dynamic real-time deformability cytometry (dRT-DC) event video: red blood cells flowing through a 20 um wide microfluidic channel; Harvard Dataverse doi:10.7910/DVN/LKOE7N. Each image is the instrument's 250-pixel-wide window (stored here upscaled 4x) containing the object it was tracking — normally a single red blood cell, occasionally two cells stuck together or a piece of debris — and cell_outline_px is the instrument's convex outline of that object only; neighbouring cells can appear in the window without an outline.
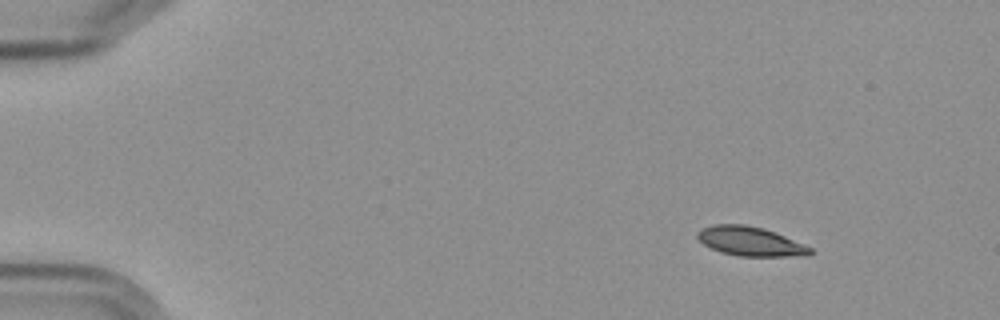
{"species": "Egyptian fruit bat (a non-hibernating species)", "species_latin": "Rousettus aegyptiacus", "temperature_condition": "cold", "stored_images_in_passage": 5, "camera_frame_rate_fps": 3000, "um_per_image_px": 0.085, "frame": {"image": 1, "passage_image": 2, "time_ms": 1.333, "image_size_px": [1000, 320], "cell_outline_px": [[812, 252], [808, 256], [740, 256], [720, 252], [704, 244], [696, 236], [696, 232], [700, 228], [712, 224], [744, 224], [764, 228], [804, 244], [812, 248]], "centroid_in_image_um": [63.75, 20.51], "position_along_channel_um": 21.2, "area_um2": 19.25}}
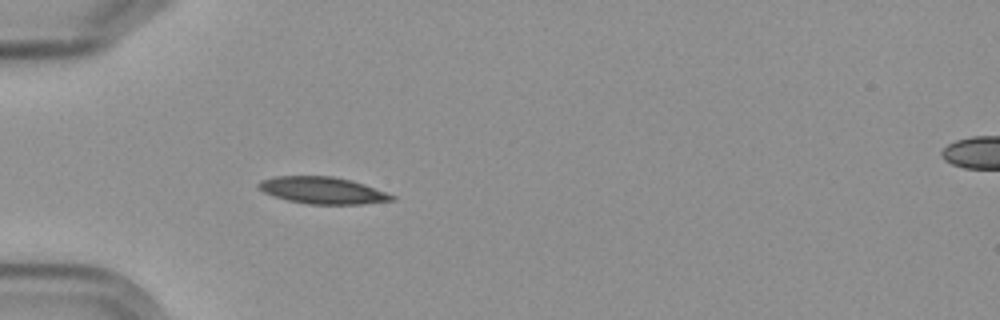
{"frame": {"image": 2, "passage_image": 5, "time_ms": 5.0, "image_size_px": [1000, 320], "cell_outline_px": [[396, 200], [360, 204], [308, 204], [288, 200], [272, 196], [264, 192], [256, 184], [260, 180], [272, 176], [332, 176], [352, 180], [364, 184], [396, 196]], "centroid_in_image_um": [27.4, 16.18], "position_along_channel_um": 57.6, "area_um2": 20.92}}